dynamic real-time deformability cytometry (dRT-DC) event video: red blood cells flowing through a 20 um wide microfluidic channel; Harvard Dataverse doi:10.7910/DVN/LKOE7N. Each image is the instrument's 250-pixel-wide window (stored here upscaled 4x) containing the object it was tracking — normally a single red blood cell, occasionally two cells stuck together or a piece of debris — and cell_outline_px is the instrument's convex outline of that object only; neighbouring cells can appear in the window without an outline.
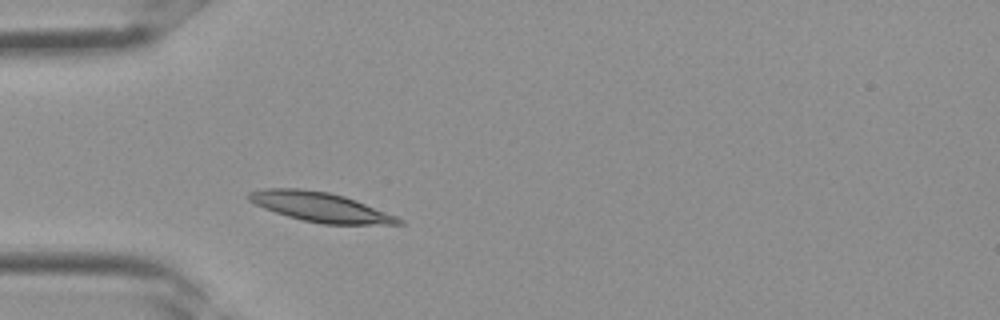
{"species": "Egyptian fruit bat (a non-hibernating species)", "species_latin": "Rousettus aegyptiacus", "temperature_condition": "room temperature", "stored_images_in_passage": 30, "camera_frame_rate_fps": 3000, "um_per_image_px": 0.085, "frame": {"image": 1, "passage_image": 5, "time_ms": 1.333, "image_size_px": [1000, 320], "cell_outline_px": [[404, 224], [324, 224], [304, 220], [288, 216], [264, 208], [248, 200], [248, 192], [264, 188], [300, 188], [328, 192], [344, 196], [356, 200], [396, 216], [404, 220]], "centroid_in_image_um": [27.22, 17.59], "position_along_channel_um": 57.8, "area_um2": 25.49}}
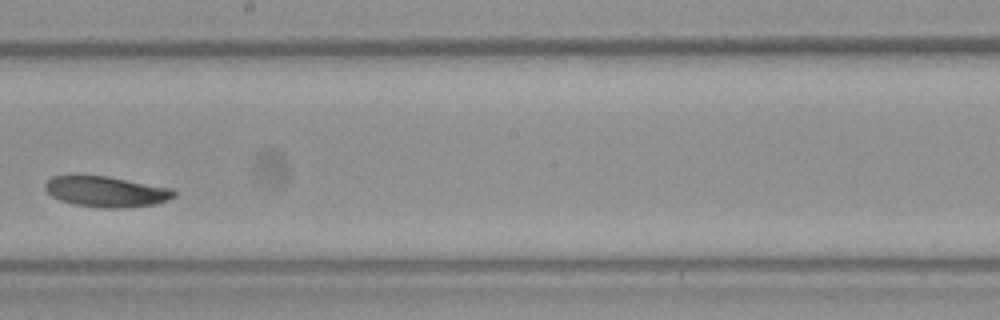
{"frame": {"image": 2, "passage_image": 15, "time_ms": 4.667, "image_size_px": [1000, 320], "cell_outline_px": [[176, 196], [168, 200], [156, 204], [124, 208], [104, 208], [76, 204], [60, 200], [52, 196], [44, 188], [44, 184], [52, 176], [76, 172], [108, 176], [172, 188], [176, 192]], "centroid_in_image_um": [8.99, 16.24], "position_along_channel_um": 239.2, "area_um2": 23.76}}
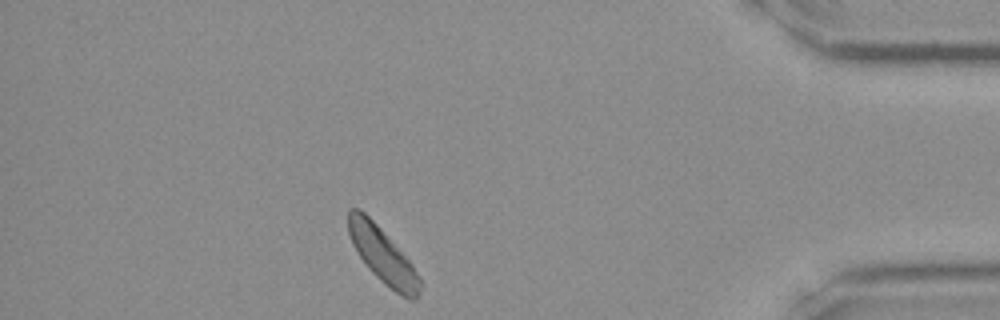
{"frame": {"image": 3, "passage_image": 26, "time_ms": 8.333, "image_size_px": [1000, 320], "cell_outline_px": [[420, 292], [412, 300], [408, 300], [384, 284], [368, 268], [356, 252], [352, 244], [348, 232], [348, 208], [360, 208], [380, 228], [412, 264], [420, 276]], "centroid_in_image_um": [32.5, 21.7], "position_along_channel_um": 402.7, "area_um2": 22.89}}